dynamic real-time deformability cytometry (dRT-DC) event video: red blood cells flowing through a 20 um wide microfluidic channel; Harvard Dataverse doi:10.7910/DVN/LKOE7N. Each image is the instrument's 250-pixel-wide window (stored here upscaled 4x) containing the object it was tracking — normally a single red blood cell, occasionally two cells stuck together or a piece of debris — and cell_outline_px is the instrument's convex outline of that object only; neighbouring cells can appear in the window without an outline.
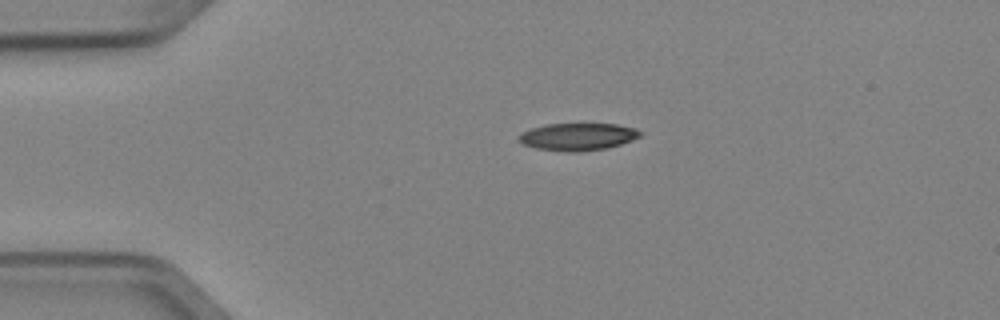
{"species": "Egyptian fruit bat (a non-hibernating species)", "species_latin": "Rousettus aegyptiacus", "temperature_condition": "cold", "stored_images_in_passage": 2, "camera_frame_rate_fps": 3000, "um_per_image_px": 0.085, "animal": {"sex": "female"}, "frame": {"image": 1, "passage_image": 1, "time_ms": 0.0, "image_size_px": [1000, 320], "cell_outline_px": [[644, 132], [640, 136], [632, 140], [608, 148], [576, 152], [568, 152], [536, 148], [524, 144], [516, 136], [520, 132], [544, 124], [616, 124], [636, 128]], "centroid_in_image_um": [49.12, 11.61], "position_along_channel_um": 35.9, "area_um2": 19.42}}